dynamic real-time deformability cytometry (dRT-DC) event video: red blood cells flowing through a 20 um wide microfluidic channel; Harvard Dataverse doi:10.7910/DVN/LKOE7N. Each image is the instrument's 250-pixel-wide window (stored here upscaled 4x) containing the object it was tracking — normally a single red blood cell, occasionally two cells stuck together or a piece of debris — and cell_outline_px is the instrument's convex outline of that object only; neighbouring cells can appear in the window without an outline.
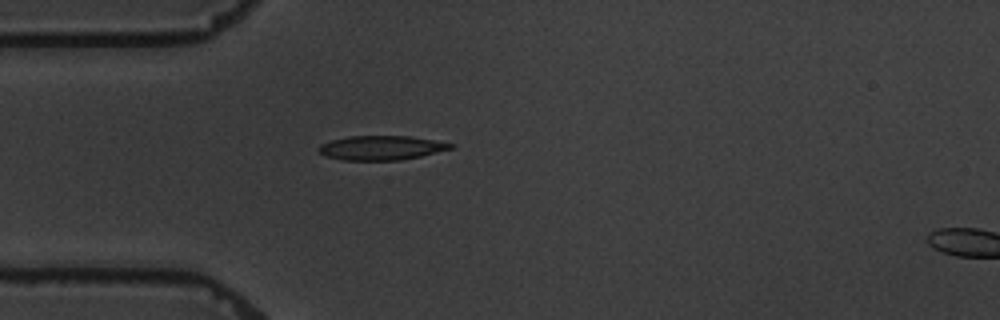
{"species": "common noctule bat (a hibernating species)", "species_latin": "Nyctalus noctula", "temperature_condition": "warm", "stored_images_in_passage": 3, "camera_frame_rate_fps": 3000, "um_per_image_px": 0.085, "animal": {"sex": "male", "body_mass_g": 19.5, "forearm_length_mm": 54.6}, "frame": {"image": 1, "passage_image": 2, "time_ms": 4.667, "image_size_px": [1000, 320], "cell_outline_px": [[456, 144], [452, 148], [420, 156], [400, 160], [344, 160], [324, 156], [316, 148], [320, 144], [332, 140], [348, 136], [408, 136]], "centroid_in_image_um": [32.36, 12.56], "position_along_channel_um": 52.6, "area_um2": 18.55}}